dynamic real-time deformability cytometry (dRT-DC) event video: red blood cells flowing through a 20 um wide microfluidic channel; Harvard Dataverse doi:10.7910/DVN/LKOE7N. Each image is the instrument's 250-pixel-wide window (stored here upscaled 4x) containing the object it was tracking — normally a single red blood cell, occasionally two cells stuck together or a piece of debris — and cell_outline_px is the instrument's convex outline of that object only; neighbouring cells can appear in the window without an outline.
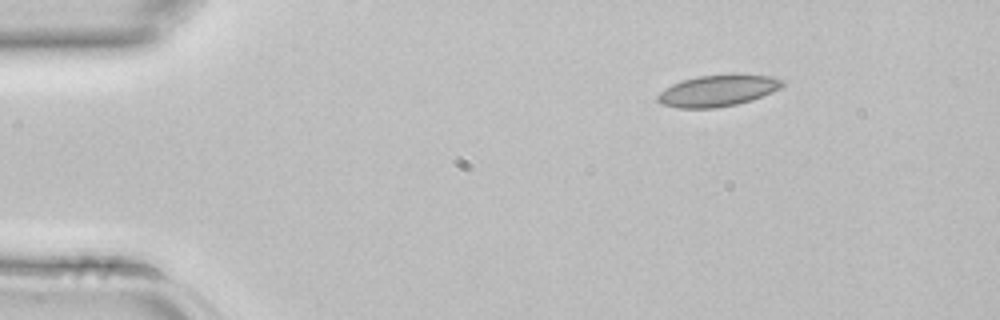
{"species": "common noctule bat (a hibernating species)", "species_latin": "Nyctalus noctula", "temperature_condition": "room temperature", "stored_images_in_passage": 2, "camera_frame_rate_fps": 3000, "um_per_image_px": 0.085, "animal": {"sex": "female", "body_mass_g": 22.7, "forearm_length_mm": 54.2}, "frame": {"image": 1, "passage_image": 1, "time_ms": 0.0, "image_size_px": [1000, 320], "cell_outline_px": [[784, 84], [780, 88], [772, 92], [752, 100], [736, 104], [716, 108], [676, 108], [660, 104], [656, 100], [656, 96], [660, 92], [672, 84], [684, 80], [700, 76], [772, 76], [784, 80]], "centroid_in_image_um": [60.97, 7.74], "position_along_channel_um": 24.0, "area_um2": 22.31}}